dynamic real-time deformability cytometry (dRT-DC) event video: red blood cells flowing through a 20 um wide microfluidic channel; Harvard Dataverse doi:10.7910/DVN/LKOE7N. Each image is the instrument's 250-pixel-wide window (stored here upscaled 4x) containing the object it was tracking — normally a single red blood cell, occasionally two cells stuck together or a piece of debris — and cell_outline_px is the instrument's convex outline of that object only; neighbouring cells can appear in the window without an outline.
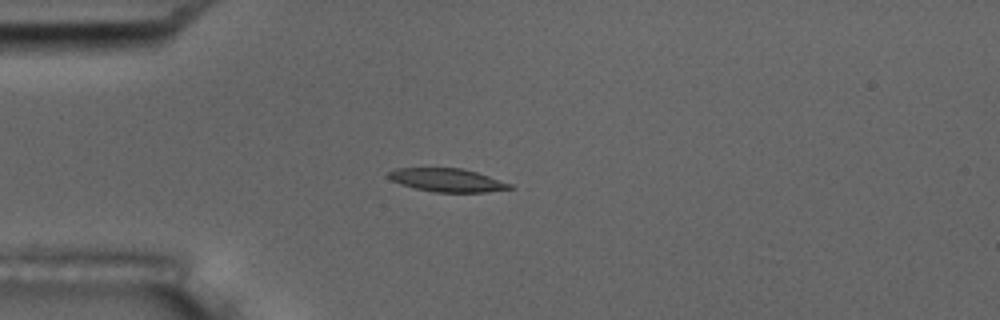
{"species": "common noctule bat (a hibernating species)", "species_latin": "Nyctalus noctula", "temperature_condition": "room temperature", "stored_images_in_passage": 8, "camera_frame_rate_fps": 3000, "um_per_image_px": 0.085, "animal": {"sex": "male", "body_mass_g": 17.5, "forearm_length_mm": 52.3}, "frame": {"image": 1, "passage_image": 3, "time_ms": 0.667, "image_size_px": [1000, 320], "cell_outline_px": [[516, 188], [484, 192], [436, 192], [416, 188], [400, 184], [384, 176], [388, 172], [396, 168], [460, 168], [476, 172], [512, 184]], "centroid_in_image_um": [37.99, 15.31], "position_along_channel_um": 47.0, "area_um2": 16.42}}
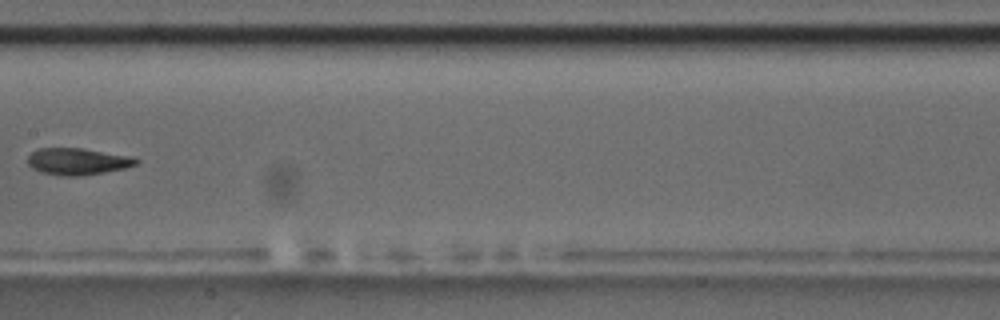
{"frame": {"image": 2, "passage_image": 7, "time_ms": 2.0, "image_size_px": [1000, 320], "cell_outline_px": [[140, 160], [136, 164], [124, 168], [104, 172], [80, 176], [60, 176], [40, 172], [32, 168], [28, 164], [28, 156], [32, 152], [40, 148], [84, 148], [128, 156]], "centroid_in_image_um": [6.55, 13.73], "position_along_channel_um": 200.8, "area_um2": 16.82}}